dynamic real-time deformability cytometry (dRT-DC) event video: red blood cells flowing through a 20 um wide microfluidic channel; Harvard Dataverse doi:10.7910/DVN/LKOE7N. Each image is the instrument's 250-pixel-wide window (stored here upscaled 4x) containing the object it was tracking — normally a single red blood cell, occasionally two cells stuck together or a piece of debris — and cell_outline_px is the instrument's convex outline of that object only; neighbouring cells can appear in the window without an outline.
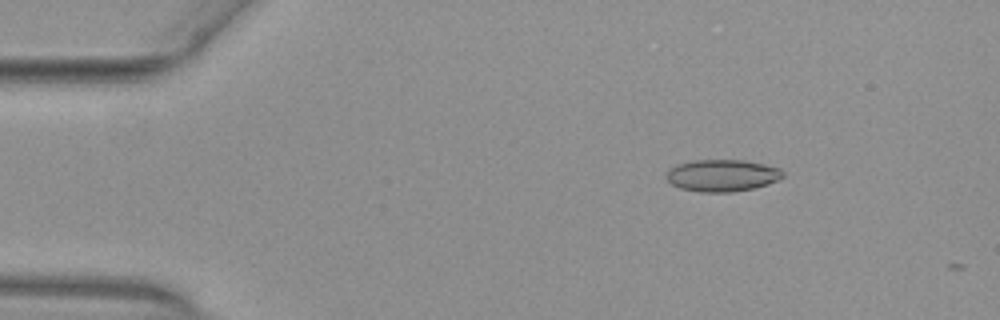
{"species": "common noctule bat (a hibernating species)", "species_latin": "Nyctalus noctula", "temperature_condition": "warm", "stored_images_in_passage": 2, "camera_frame_rate_fps": 3000, "um_per_image_px": 0.085, "animal": {"sex": "female", "body_mass_g": 29.2, "forearm_length_mm": 56.3}, "frame": {"image": 1, "passage_image": 1, "time_ms": 0.0, "image_size_px": [1000, 320], "cell_outline_px": [[784, 176], [768, 184], [752, 188], [732, 192], [700, 192], [680, 188], [672, 184], [664, 176], [668, 168], [676, 164], [692, 160], [744, 160], [764, 164], [780, 168], [784, 172]], "centroid_in_image_um": [61.34, 14.9], "position_along_channel_um": 23.7, "area_um2": 21.85}}